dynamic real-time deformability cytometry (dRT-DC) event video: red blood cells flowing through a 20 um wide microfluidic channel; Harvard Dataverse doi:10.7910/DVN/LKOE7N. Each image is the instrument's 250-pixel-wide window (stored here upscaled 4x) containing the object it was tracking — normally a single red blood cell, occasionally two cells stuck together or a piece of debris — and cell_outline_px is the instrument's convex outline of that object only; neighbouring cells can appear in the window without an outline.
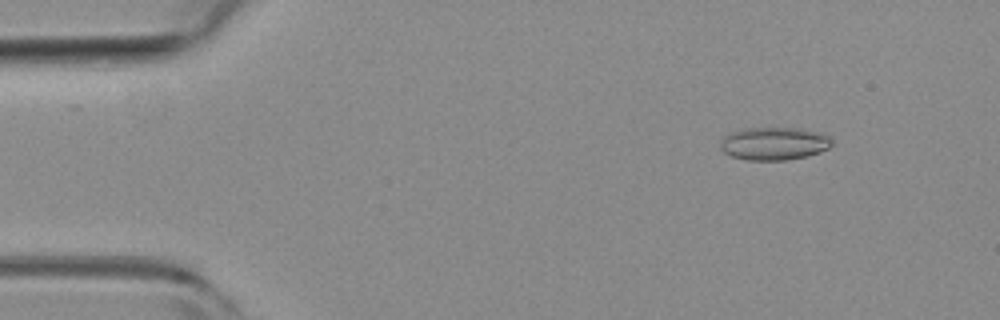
{"species": "common noctule bat (a hibernating species)", "species_latin": "Nyctalus noctula", "temperature_condition": "room temperature", "stored_images_in_passage": 7, "camera_frame_rate_fps": 3000, "um_per_image_px": 0.085, "animal": {"sex": "female", "body_mass_g": 19.3, "forearm_length_mm": 54.1}, "frame": {"image": 1, "passage_image": 2, "time_ms": 0.333, "image_size_px": [1000, 320], "cell_outline_px": [[832, 144], [828, 148], [820, 152], [808, 156], [788, 160], [748, 160], [732, 156], [724, 152], [720, 148], [720, 140], [724, 136], [732, 132], [744, 128], [800, 128], [824, 132], [832, 136]], "centroid_in_image_um": [65.85, 12.19], "position_along_channel_um": 19.2, "area_um2": 21.73}}
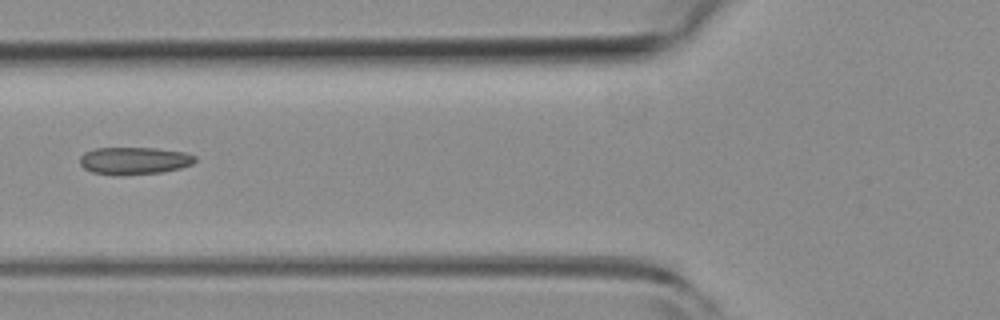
{"frame": {"image": 2, "passage_image": 6, "time_ms": 1.667, "image_size_px": [1000, 320], "cell_outline_px": [[196, 160], [192, 164], [180, 168], [164, 172], [120, 176], [116, 176], [92, 172], [84, 168], [80, 164], [80, 156], [84, 152], [96, 148], [156, 148], [184, 152], [196, 156]], "centroid_in_image_um": [11.4, 13.67], "position_along_channel_um": 114.4, "area_um2": 18.61}}
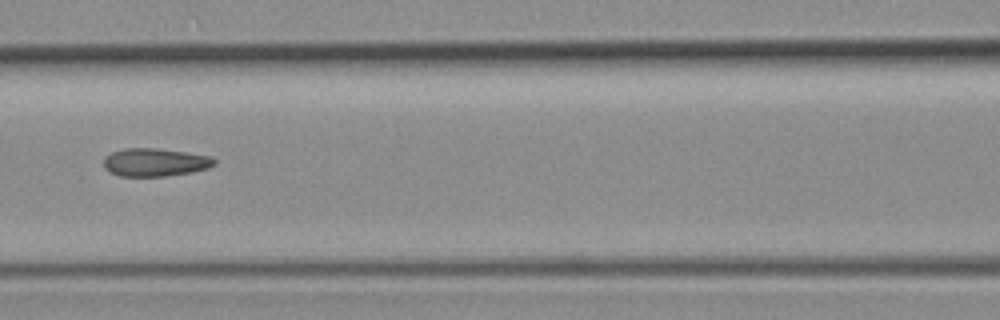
{"frame": {"image": 3, "passage_image": 7, "time_ms": 2.0, "image_size_px": [1000, 320], "cell_outline_px": [[216, 164], [208, 168], [192, 172], [164, 176], [120, 176], [108, 172], [104, 168], [104, 156], [112, 152], [124, 148], [156, 148], [212, 156], [216, 160]], "centroid_in_image_um": [13.16, 13.79], "position_along_channel_um": 153.4, "area_um2": 18.21}}